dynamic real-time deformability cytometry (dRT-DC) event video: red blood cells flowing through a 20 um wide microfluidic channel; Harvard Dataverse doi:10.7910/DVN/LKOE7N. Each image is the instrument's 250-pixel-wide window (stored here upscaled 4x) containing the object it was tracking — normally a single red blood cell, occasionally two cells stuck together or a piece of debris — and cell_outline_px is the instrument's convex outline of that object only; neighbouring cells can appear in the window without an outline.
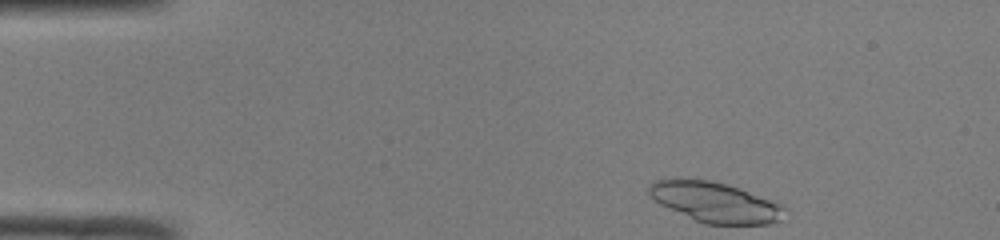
{"species": "common noctule bat (a hibernating species)", "species_latin": "Nyctalus noctula", "temperature_condition": "room temperature", "stored_images_in_passage": 43, "camera_frame_rate_fps": 3000, "um_per_image_px": 0.085, "animal": {"sex": "male", "body_mass_g": 19.0, "forearm_length_mm": 50.8}, "frame": {"image": 1, "passage_image": 1, "time_ms": 0.0, "image_size_px": [1000, 240], "cell_outline_px": [[784, 208], [776, 220], [768, 224], [704, 224], [660, 204], [648, 196], [648, 188], [656, 180], [708, 180], [740, 188], [776, 200]], "centroid_in_image_um": [60.77, 17.19], "position_along_channel_um": 24.2, "area_um2": 31.1}}